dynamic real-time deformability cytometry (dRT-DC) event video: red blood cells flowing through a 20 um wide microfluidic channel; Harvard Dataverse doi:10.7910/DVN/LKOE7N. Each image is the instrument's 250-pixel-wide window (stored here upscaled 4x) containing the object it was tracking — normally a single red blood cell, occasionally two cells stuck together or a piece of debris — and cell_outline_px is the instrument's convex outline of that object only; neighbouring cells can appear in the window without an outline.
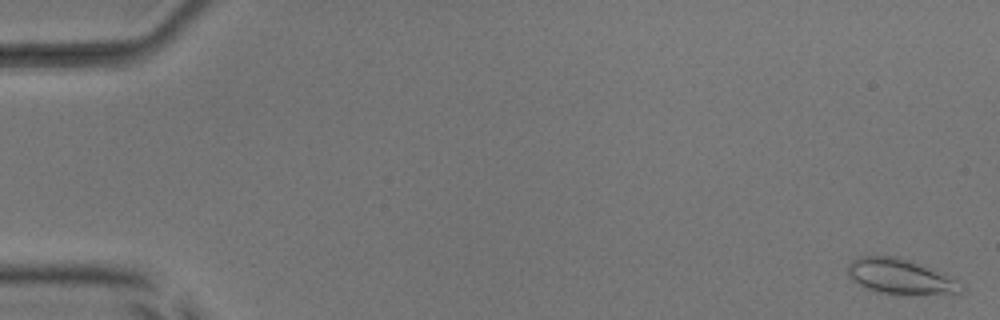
{"species": "common noctule bat (a hibernating species)", "species_latin": "Nyctalus noctula", "temperature_condition": "room temperature", "stored_images_in_passage": 52, "camera_frame_rate_fps": 3000, "um_per_image_px": 0.085, "animal": {"sex": "male", "body_mass_g": 17.9, "forearm_length_mm": 54.2}, "frame": {"image": 1, "passage_image": 1, "time_ms": 0.0, "image_size_px": [1000, 320], "cell_outline_px": [[964, 288], [960, 292], [880, 292], [868, 288], [860, 284], [848, 276], [848, 264], [852, 260], [860, 256], [900, 256], [936, 268], [964, 284]], "centroid_in_image_um": [76.54, 23.42], "position_along_channel_um": 8.5, "area_um2": 22.66}}
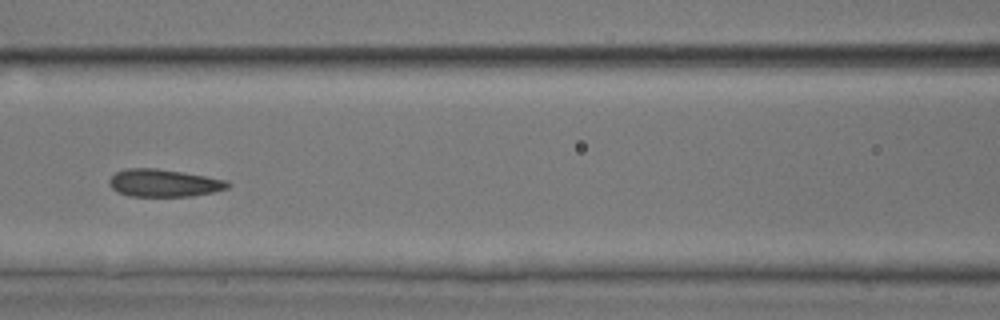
{"frame": {"image": 2, "passage_image": 24, "time_ms": 7.667, "image_size_px": [1000, 320], "cell_outline_px": [[232, 184], [228, 188], [212, 192], [192, 196], [128, 196], [116, 192], [108, 184], [108, 180], [116, 172], [124, 168], [156, 168], [184, 172], [228, 180]], "centroid_in_image_um": [13.92, 15.55], "position_along_channel_um": 152.7, "area_um2": 19.25}}
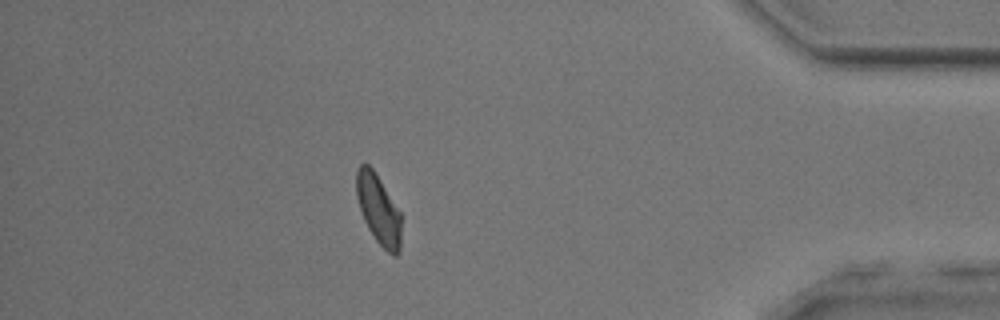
{"frame": {"image": 3, "passage_image": 46, "time_ms": 15.0, "image_size_px": [1000, 320], "cell_outline_px": [[400, 252], [396, 256], [392, 256], [376, 240], [368, 228], [364, 220], [356, 196], [356, 172], [360, 164], [368, 164], [372, 168], [400, 212]], "centroid_in_image_um": [32.16, 17.82], "position_along_channel_um": 403.0, "area_um2": 17.86}, "authors_computed_cell_mechanics": {"area_um2": 19.2763, "velocity_mm_per_s": 3.9636, "shape_relaxation_time_tau1_ms": null, "shape_relaxation_time_tau2_ms": 1.6836, "deformation_change_tau1": null, "deformation_change_tau2": 0.0671}}